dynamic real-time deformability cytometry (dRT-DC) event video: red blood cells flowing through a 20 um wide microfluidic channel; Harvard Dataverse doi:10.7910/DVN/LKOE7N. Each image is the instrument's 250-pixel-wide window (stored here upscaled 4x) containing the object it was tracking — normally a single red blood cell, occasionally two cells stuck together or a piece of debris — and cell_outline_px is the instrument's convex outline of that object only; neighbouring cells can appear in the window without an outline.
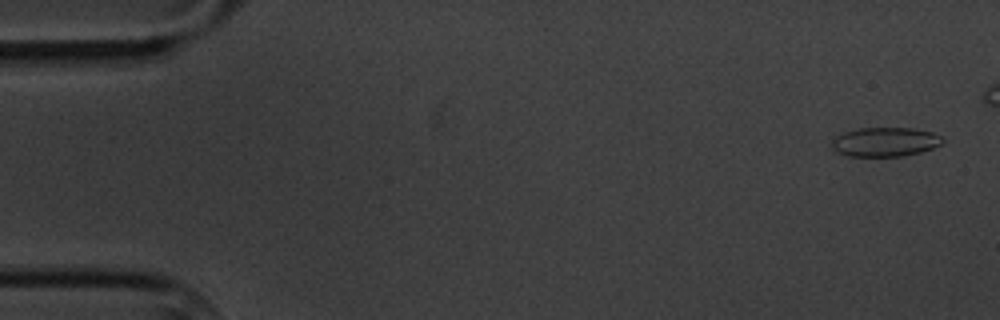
{"species": "common noctule bat (a hibernating species)", "species_latin": "Nyctalus noctula", "temperature_condition": "cold", "stored_images_in_passage": 5, "camera_frame_rate_fps": 3000, "um_per_image_px": 0.085, "animal": {"sex": "male", "body_mass_g": 20.1, "forearm_length_mm": 53.5}, "frame": {"image": 1, "passage_image": 1, "time_ms": 0.0, "image_size_px": [1000, 320], "cell_outline_px": [[944, 140], [940, 144], [932, 148], [920, 152], [900, 156], [848, 156], [836, 152], [832, 148], [832, 140], [836, 136], [844, 132], [860, 128], [912, 128], [932, 132], [940, 136]], "centroid_in_image_um": [75.2, 12.06], "position_along_channel_um": 9.8, "area_um2": 18.73}}